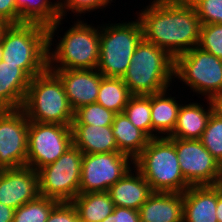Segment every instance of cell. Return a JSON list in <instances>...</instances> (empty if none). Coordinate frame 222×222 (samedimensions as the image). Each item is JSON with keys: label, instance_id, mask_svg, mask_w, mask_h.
Returning <instances> with one entry per match:
<instances>
[{"label": "cell", "instance_id": "cell-1", "mask_svg": "<svg viewBox=\"0 0 222 222\" xmlns=\"http://www.w3.org/2000/svg\"><path fill=\"white\" fill-rule=\"evenodd\" d=\"M137 11L143 38L165 50L173 59L199 44L200 19L195 8L186 2L149 0Z\"/></svg>", "mask_w": 222, "mask_h": 222}, {"label": "cell", "instance_id": "cell-2", "mask_svg": "<svg viewBox=\"0 0 222 222\" xmlns=\"http://www.w3.org/2000/svg\"><path fill=\"white\" fill-rule=\"evenodd\" d=\"M63 20L60 18L47 27L48 69H97L100 59V24L94 26L93 23L85 22L86 19L77 18L59 36V30L63 32V27L60 28Z\"/></svg>", "mask_w": 222, "mask_h": 222}, {"label": "cell", "instance_id": "cell-3", "mask_svg": "<svg viewBox=\"0 0 222 222\" xmlns=\"http://www.w3.org/2000/svg\"><path fill=\"white\" fill-rule=\"evenodd\" d=\"M122 80L132 95L165 91L176 82L174 59L162 48L142 38Z\"/></svg>", "mask_w": 222, "mask_h": 222}, {"label": "cell", "instance_id": "cell-4", "mask_svg": "<svg viewBox=\"0 0 222 222\" xmlns=\"http://www.w3.org/2000/svg\"><path fill=\"white\" fill-rule=\"evenodd\" d=\"M3 61L31 78L48 69V31L37 23L6 25L1 34Z\"/></svg>", "mask_w": 222, "mask_h": 222}, {"label": "cell", "instance_id": "cell-5", "mask_svg": "<svg viewBox=\"0 0 222 222\" xmlns=\"http://www.w3.org/2000/svg\"><path fill=\"white\" fill-rule=\"evenodd\" d=\"M153 192L184 193L191 185L181 173L174 138L155 137L134 159Z\"/></svg>", "mask_w": 222, "mask_h": 222}, {"label": "cell", "instance_id": "cell-6", "mask_svg": "<svg viewBox=\"0 0 222 222\" xmlns=\"http://www.w3.org/2000/svg\"><path fill=\"white\" fill-rule=\"evenodd\" d=\"M22 109L29 121L39 123L72 125L74 119L63 83L49 69L31 78Z\"/></svg>", "mask_w": 222, "mask_h": 222}, {"label": "cell", "instance_id": "cell-7", "mask_svg": "<svg viewBox=\"0 0 222 222\" xmlns=\"http://www.w3.org/2000/svg\"><path fill=\"white\" fill-rule=\"evenodd\" d=\"M100 24V59L97 70L104 77L122 78L143 38L140 20Z\"/></svg>", "mask_w": 222, "mask_h": 222}, {"label": "cell", "instance_id": "cell-8", "mask_svg": "<svg viewBox=\"0 0 222 222\" xmlns=\"http://www.w3.org/2000/svg\"><path fill=\"white\" fill-rule=\"evenodd\" d=\"M175 79L197 97L212 99L222 93V59L196 46L174 59Z\"/></svg>", "mask_w": 222, "mask_h": 222}, {"label": "cell", "instance_id": "cell-9", "mask_svg": "<svg viewBox=\"0 0 222 222\" xmlns=\"http://www.w3.org/2000/svg\"><path fill=\"white\" fill-rule=\"evenodd\" d=\"M83 153L72 145L55 162L40 168V196L71 202L78 194Z\"/></svg>", "mask_w": 222, "mask_h": 222}, {"label": "cell", "instance_id": "cell-10", "mask_svg": "<svg viewBox=\"0 0 222 222\" xmlns=\"http://www.w3.org/2000/svg\"><path fill=\"white\" fill-rule=\"evenodd\" d=\"M73 145L71 125L29 121L26 166L38 171Z\"/></svg>", "mask_w": 222, "mask_h": 222}, {"label": "cell", "instance_id": "cell-11", "mask_svg": "<svg viewBox=\"0 0 222 222\" xmlns=\"http://www.w3.org/2000/svg\"><path fill=\"white\" fill-rule=\"evenodd\" d=\"M134 166V160L121 152L83 154L79 193L108 191Z\"/></svg>", "mask_w": 222, "mask_h": 222}, {"label": "cell", "instance_id": "cell-12", "mask_svg": "<svg viewBox=\"0 0 222 222\" xmlns=\"http://www.w3.org/2000/svg\"><path fill=\"white\" fill-rule=\"evenodd\" d=\"M28 125L22 108L0 110V168L26 166Z\"/></svg>", "mask_w": 222, "mask_h": 222}, {"label": "cell", "instance_id": "cell-13", "mask_svg": "<svg viewBox=\"0 0 222 222\" xmlns=\"http://www.w3.org/2000/svg\"><path fill=\"white\" fill-rule=\"evenodd\" d=\"M179 166L191 186L217 185L221 164L200 139L174 138Z\"/></svg>", "mask_w": 222, "mask_h": 222}, {"label": "cell", "instance_id": "cell-14", "mask_svg": "<svg viewBox=\"0 0 222 222\" xmlns=\"http://www.w3.org/2000/svg\"><path fill=\"white\" fill-rule=\"evenodd\" d=\"M40 196L38 172L31 167L2 169L0 203L17 209Z\"/></svg>", "mask_w": 222, "mask_h": 222}, {"label": "cell", "instance_id": "cell-15", "mask_svg": "<svg viewBox=\"0 0 222 222\" xmlns=\"http://www.w3.org/2000/svg\"><path fill=\"white\" fill-rule=\"evenodd\" d=\"M62 81L69 105L73 111L96 103L101 79L97 69H49Z\"/></svg>", "mask_w": 222, "mask_h": 222}, {"label": "cell", "instance_id": "cell-16", "mask_svg": "<svg viewBox=\"0 0 222 222\" xmlns=\"http://www.w3.org/2000/svg\"><path fill=\"white\" fill-rule=\"evenodd\" d=\"M217 186H190L183 193V222H218Z\"/></svg>", "mask_w": 222, "mask_h": 222}, {"label": "cell", "instance_id": "cell-17", "mask_svg": "<svg viewBox=\"0 0 222 222\" xmlns=\"http://www.w3.org/2000/svg\"><path fill=\"white\" fill-rule=\"evenodd\" d=\"M108 193L114 206L139 210L153 191L145 178L133 166L109 188Z\"/></svg>", "mask_w": 222, "mask_h": 222}, {"label": "cell", "instance_id": "cell-18", "mask_svg": "<svg viewBox=\"0 0 222 222\" xmlns=\"http://www.w3.org/2000/svg\"><path fill=\"white\" fill-rule=\"evenodd\" d=\"M204 100L208 105L196 101L187 103L185 100V102H182L178 111L176 126L168 137L179 139L201 138L208 120L214 112L211 99L205 98Z\"/></svg>", "mask_w": 222, "mask_h": 222}, {"label": "cell", "instance_id": "cell-19", "mask_svg": "<svg viewBox=\"0 0 222 222\" xmlns=\"http://www.w3.org/2000/svg\"><path fill=\"white\" fill-rule=\"evenodd\" d=\"M138 211L140 222H183V193L153 192Z\"/></svg>", "mask_w": 222, "mask_h": 222}, {"label": "cell", "instance_id": "cell-20", "mask_svg": "<svg viewBox=\"0 0 222 222\" xmlns=\"http://www.w3.org/2000/svg\"><path fill=\"white\" fill-rule=\"evenodd\" d=\"M31 77L17 65L0 62V110L22 108Z\"/></svg>", "mask_w": 222, "mask_h": 222}, {"label": "cell", "instance_id": "cell-21", "mask_svg": "<svg viewBox=\"0 0 222 222\" xmlns=\"http://www.w3.org/2000/svg\"><path fill=\"white\" fill-rule=\"evenodd\" d=\"M172 87L165 91L151 94L152 138L168 137L174 130L181 102L170 94Z\"/></svg>", "mask_w": 222, "mask_h": 222}, {"label": "cell", "instance_id": "cell-22", "mask_svg": "<svg viewBox=\"0 0 222 222\" xmlns=\"http://www.w3.org/2000/svg\"><path fill=\"white\" fill-rule=\"evenodd\" d=\"M73 145L83 154L119 152L112 126L71 125Z\"/></svg>", "mask_w": 222, "mask_h": 222}, {"label": "cell", "instance_id": "cell-23", "mask_svg": "<svg viewBox=\"0 0 222 222\" xmlns=\"http://www.w3.org/2000/svg\"><path fill=\"white\" fill-rule=\"evenodd\" d=\"M111 126L119 152L130 156L133 160L143 151L150 140L142 130L130 122L124 112L115 115Z\"/></svg>", "mask_w": 222, "mask_h": 222}, {"label": "cell", "instance_id": "cell-24", "mask_svg": "<svg viewBox=\"0 0 222 222\" xmlns=\"http://www.w3.org/2000/svg\"><path fill=\"white\" fill-rule=\"evenodd\" d=\"M16 24L37 23L46 27L60 19L59 0H15Z\"/></svg>", "mask_w": 222, "mask_h": 222}, {"label": "cell", "instance_id": "cell-25", "mask_svg": "<svg viewBox=\"0 0 222 222\" xmlns=\"http://www.w3.org/2000/svg\"><path fill=\"white\" fill-rule=\"evenodd\" d=\"M71 202L80 222H102L113 213L115 207L108 191L79 193Z\"/></svg>", "mask_w": 222, "mask_h": 222}, {"label": "cell", "instance_id": "cell-26", "mask_svg": "<svg viewBox=\"0 0 222 222\" xmlns=\"http://www.w3.org/2000/svg\"><path fill=\"white\" fill-rule=\"evenodd\" d=\"M131 96L122 78L103 77L96 102L117 114L124 111Z\"/></svg>", "mask_w": 222, "mask_h": 222}, {"label": "cell", "instance_id": "cell-27", "mask_svg": "<svg viewBox=\"0 0 222 222\" xmlns=\"http://www.w3.org/2000/svg\"><path fill=\"white\" fill-rule=\"evenodd\" d=\"M123 112L136 128L152 139L151 95H132Z\"/></svg>", "mask_w": 222, "mask_h": 222}, {"label": "cell", "instance_id": "cell-28", "mask_svg": "<svg viewBox=\"0 0 222 222\" xmlns=\"http://www.w3.org/2000/svg\"><path fill=\"white\" fill-rule=\"evenodd\" d=\"M58 203L55 199L39 196L17 208L12 222H46Z\"/></svg>", "mask_w": 222, "mask_h": 222}, {"label": "cell", "instance_id": "cell-29", "mask_svg": "<svg viewBox=\"0 0 222 222\" xmlns=\"http://www.w3.org/2000/svg\"><path fill=\"white\" fill-rule=\"evenodd\" d=\"M116 113L106 109L99 103L81 106L74 111L72 125L111 126Z\"/></svg>", "mask_w": 222, "mask_h": 222}, {"label": "cell", "instance_id": "cell-30", "mask_svg": "<svg viewBox=\"0 0 222 222\" xmlns=\"http://www.w3.org/2000/svg\"><path fill=\"white\" fill-rule=\"evenodd\" d=\"M203 146L222 165V119L214 112L200 138Z\"/></svg>", "mask_w": 222, "mask_h": 222}, {"label": "cell", "instance_id": "cell-31", "mask_svg": "<svg viewBox=\"0 0 222 222\" xmlns=\"http://www.w3.org/2000/svg\"><path fill=\"white\" fill-rule=\"evenodd\" d=\"M113 0H59L60 18L66 19L67 14H72L77 19L84 18L86 13H92L96 10L103 11L107 6L109 7ZM71 11V12H70ZM70 12V13H69ZM82 14V15H81Z\"/></svg>", "mask_w": 222, "mask_h": 222}, {"label": "cell", "instance_id": "cell-32", "mask_svg": "<svg viewBox=\"0 0 222 222\" xmlns=\"http://www.w3.org/2000/svg\"><path fill=\"white\" fill-rule=\"evenodd\" d=\"M197 47L222 59V24L201 25Z\"/></svg>", "mask_w": 222, "mask_h": 222}, {"label": "cell", "instance_id": "cell-33", "mask_svg": "<svg viewBox=\"0 0 222 222\" xmlns=\"http://www.w3.org/2000/svg\"><path fill=\"white\" fill-rule=\"evenodd\" d=\"M201 25L222 24V0H192Z\"/></svg>", "mask_w": 222, "mask_h": 222}, {"label": "cell", "instance_id": "cell-34", "mask_svg": "<svg viewBox=\"0 0 222 222\" xmlns=\"http://www.w3.org/2000/svg\"><path fill=\"white\" fill-rule=\"evenodd\" d=\"M46 222H80L72 202H59L51 211Z\"/></svg>", "mask_w": 222, "mask_h": 222}, {"label": "cell", "instance_id": "cell-35", "mask_svg": "<svg viewBox=\"0 0 222 222\" xmlns=\"http://www.w3.org/2000/svg\"><path fill=\"white\" fill-rule=\"evenodd\" d=\"M0 20L6 25L16 24L15 0H0Z\"/></svg>", "mask_w": 222, "mask_h": 222}, {"label": "cell", "instance_id": "cell-36", "mask_svg": "<svg viewBox=\"0 0 222 222\" xmlns=\"http://www.w3.org/2000/svg\"><path fill=\"white\" fill-rule=\"evenodd\" d=\"M119 222H140L139 211L131 208L119 207Z\"/></svg>", "mask_w": 222, "mask_h": 222}, {"label": "cell", "instance_id": "cell-37", "mask_svg": "<svg viewBox=\"0 0 222 222\" xmlns=\"http://www.w3.org/2000/svg\"><path fill=\"white\" fill-rule=\"evenodd\" d=\"M15 209L0 203V222H12Z\"/></svg>", "mask_w": 222, "mask_h": 222}, {"label": "cell", "instance_id": "cell-38", "mask_svg": "<svg viewBox=\"0 0 222 222\" xmlns=\"http://www.w3.org/2000/svg\"><path fill=\"white\" fill-rule=\"evenodd\" d=\"M214 113L222 119V93L214 96L212 99Z\"/></svg>", "mask_w": 222, "mask_h": 222}, {"label": "cell", "instance_id": "cell-39", "mask_svg": "<svg viewBox=\"0 0 222 222\" xmlns=\"http://www.w3.org/2000/svg\"><path fill=\"white\" fill-rule=\"evenodd\" d=\"M216 215L218 222H222V192L217 187V206H216Z\"/></svg>", "mask_w": 222, "mask_h": 222}, {"label": "cell", "instance_id": "cell-40", "mask_svg": "<svg viewBox=\"0 0 222 222\" xmlns=\"http://www.w3.org/2000/svg\"><path fill=\"white\" fill-rule=\"evenodd\" d=\"M102 222H119V207L115 206L113 213L105 218Z\"/></svg>", "mask_w": 222, "mask_h": 222}, {"label": "cell", "instance_id": "cell-41", "mask_svg": "<svg viewBox=\"0 0 222 222\" xmlns=\"http://www.w3.org/2000/svg\"><path fill=\"white\" fill-rule=\"evenodd\" d=\"M220 191L222 192V165H221V168H220V174H219V179H218V182H217V185H216Z\"/></svg>", "mask_w": 222, "mask_h": 222}, {"label": "cell", "instance_id": "cell-42", "mask_svg": "<svg viewBox=\"0 0 222 222\" xmlns=\"http://www.w3.org/2000/svg\"><path fill=\"white\" fill-rule=\"evenodd\" d=\"M5 27H6V24L0 20V37H1L2 31Z\"/></svg>", "mask_w": 222, "mask_h": 222}, {"label": "cell", "instance_id": "cell-43", "mask_svg": "<svg viewBox=\"0 0 222 222\" xmlns=\"http://www.w3.org/2000/svg\"><path fill=\"white\" fill-rule=\"evenodd\" d=\"M3 59V48H2V43H1V38H0V62Z\"/></svg>", "mask_w": 222, "mask_h": 222}, {"label": "cell", "instance_id": "cell-44", "mask_svg": "<svg viewBox=\"0 0 222 222\" xmlns=\"http://www.w3.org/2000/svg\"><path fill=\"white\" fill-rule=\"evenodd\" d=\"M174 1L190 3L192 0H174Z\"/></svg>", "mask_w": 222, "mask_h": 222}]
</instances>
